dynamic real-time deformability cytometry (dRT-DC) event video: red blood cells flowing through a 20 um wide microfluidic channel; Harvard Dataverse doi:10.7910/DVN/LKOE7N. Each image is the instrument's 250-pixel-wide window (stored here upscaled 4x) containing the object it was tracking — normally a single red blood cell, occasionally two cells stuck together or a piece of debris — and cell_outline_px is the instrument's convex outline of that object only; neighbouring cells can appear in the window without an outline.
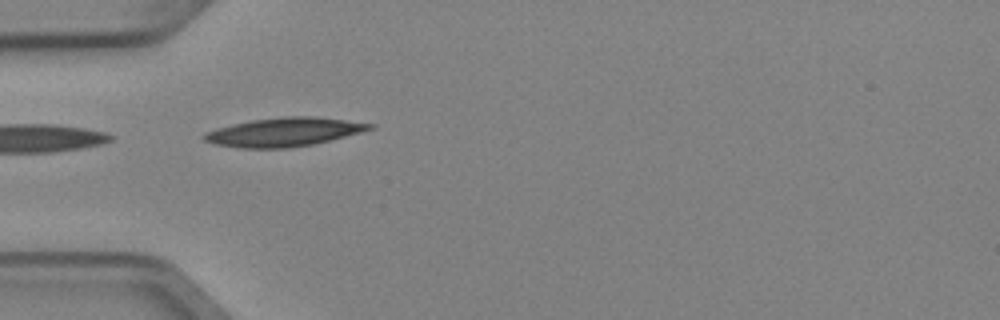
{"species": "Egyptian fruit bat (a non-hibernating species)", "species_latin": "Rousettus aegyptiacus", "temperature_condition": "cold", "stored_images_in_passage": 2, "camera_frame_rate_fps": 3000, "um_per_image_px": 0.085, "animal": {"sex": "female"}, "frame": {"image": 1, "passage_image": 1, "time_ms": 0.0, "image_size_px": [1000, 320], "cell_outline_px": [[376, 128], [312, 144], [288, 148], [240, 148], [216, 144], [204, 140], [204, 132], [216, 128], [232, 124], [252, 120], [284, 116], [316, 116], [376, 124]], "centroid_in_image_um": [24.14, 11.21], "position_along_channel_um": 60.9, "area_um2": 27.57}}
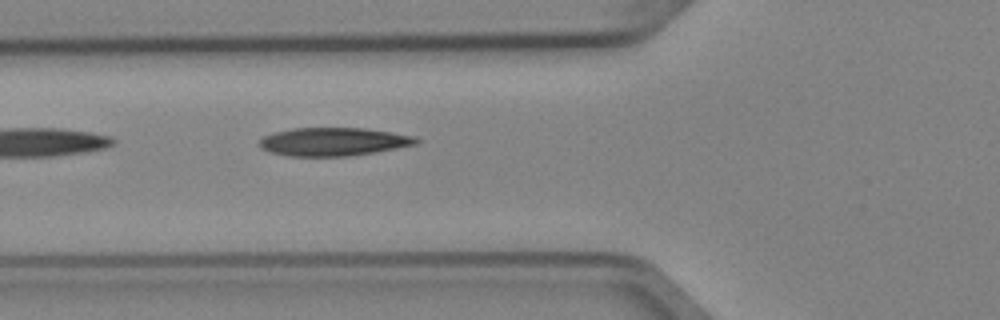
{"frame": {"image": 2, "passage_image": 2, "time_ms": 0.333, "image_size_px": [1000, 320], "cell_outline_px": [[420, 140], [416, 144], [396, 148], [348, 156], [288, 156], [268, 152], [260, 148], [260, 140], [264, 136], [276, 132], [292, 128], [364, 128], [392, 132], [416, 136]], "centroid_in_image_um": [28.33, 12.04], "position_along_channel_um": 97.5, "area_um2": 25.72}}